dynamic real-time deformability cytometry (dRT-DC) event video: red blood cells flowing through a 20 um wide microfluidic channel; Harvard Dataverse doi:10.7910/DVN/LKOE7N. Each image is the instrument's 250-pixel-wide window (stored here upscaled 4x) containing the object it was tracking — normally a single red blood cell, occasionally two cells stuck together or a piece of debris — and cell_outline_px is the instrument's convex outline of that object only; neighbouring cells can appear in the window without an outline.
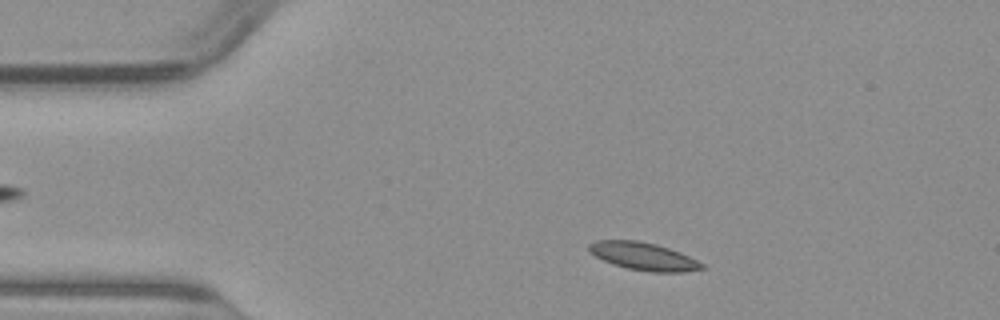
{"species": "common noctule bat (a hibernating species)", "species_latin": "Nyctalus noctula", "temperature_condition": "warm", "stored_images_in_passage": 46, "camera_frame_rate_fps": 3000, "um_per_image_px": 0.085, "animal": {"sex": "male", "body_mass_g": 23.1, "forearm_length_mm": 52.7}, "frame": {"image": 1, "passage_image": 5, "time_ms": 1.333, "image_size_px": [1000, 320], "cell_outline_px": [[708, 268], [684, 272], [652, 272], [628, 268], [612, 264], [588, 252], [588, 244], [596, 240], [636, 240], [656, 244], [680, 252], [704, 264]], "centroid_in_image_um": [54.7, 21.78], "position_along_channel_um": 30.3, "area_um2": 18.26}}
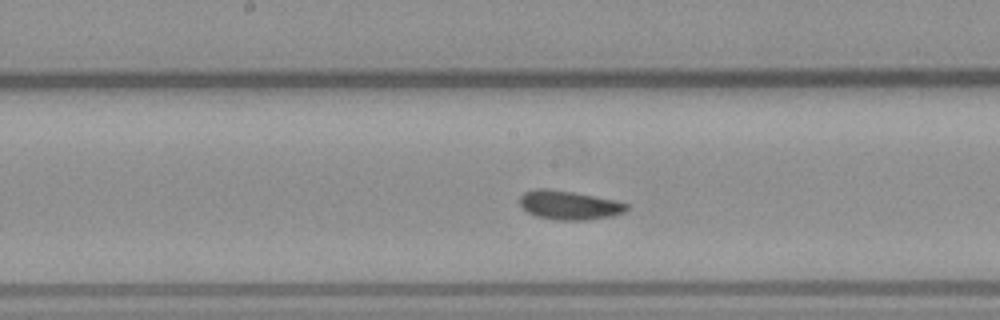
{"frame": {"image": 2, "passage_image": 21, "time_ms": 6.667, "image_size_px": [1000, 320], "cell_outline_px": [[628, 208], [624, 212], [612, 216], [584, 220], [556, 220], [536, 216], [528, 212], [520, 204], [520, 196], [524, 192], [536, 188], [548, 188], [572, 192], [616, 200], [628, 204]], "centroid_in_image_um": [48.37, 17.43], "position_along_channel_um": 199.8, "area_um2": 17.98}}
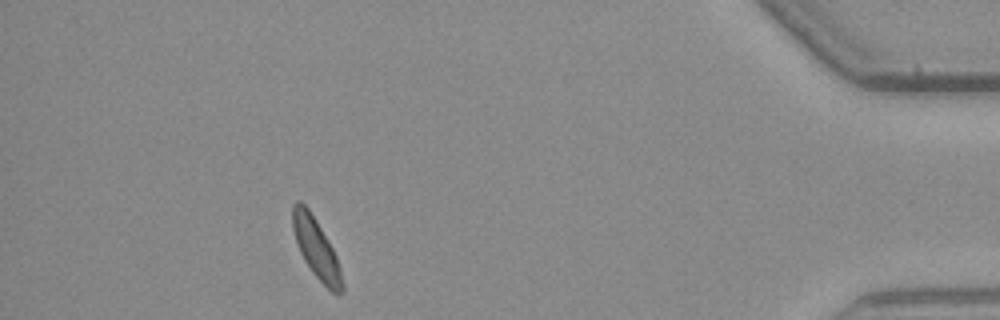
{"frame": {"image": 3, "passage_image": 41, "time_ms": 13.333, "image_size_px": [1000, 320], "cell_outline_px": [[344, 292], [340, 296], [336, 296], [312, 272], [304, 260], [300, 252], [292, 228], [292, 204], [296, 200], [300, 200], [308, 208], [316, 220], [332, 248], [336, 256], [340, 268], [344, 284]], "centroid_in_image_um": [26.89, 21.13], "position_along_channel_um": 408.3, "area_um2": 17.28}}